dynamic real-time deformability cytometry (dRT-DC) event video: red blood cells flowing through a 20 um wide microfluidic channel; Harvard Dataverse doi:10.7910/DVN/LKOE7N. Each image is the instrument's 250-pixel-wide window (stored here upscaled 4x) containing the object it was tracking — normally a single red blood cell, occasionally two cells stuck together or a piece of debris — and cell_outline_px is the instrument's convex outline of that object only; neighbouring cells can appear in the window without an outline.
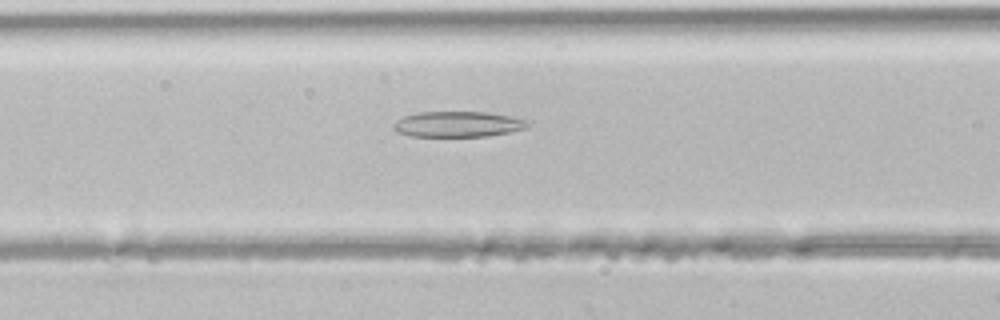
{"species": "common noctule bat (a hibernating species)", "species_latin": "Nyctalus noctula", "temperature_condition": "room temperature", "stored_images_in_passage": 36, "camera_frame_rate_fps": 3000, "um_per_image_px": 0.085, "animal": {"sex": "male", "body_mass_g": 21.5, "forearm_length_mm": 52.0}, "frame": {"image": 1, "passage_image": 10, "time_ms": 3.0, "image_size_px": [1000, 320], "cell_outline_px": [[532, 120], [524, 128], [508, 132], [488, 136], [412, 136], [400, 132], [392, 128], [392, 124], [396, 120], [404, 116], [416, 112], [488, 112], [512, 116]], "centroid_in_image_um": [38.93, 10.54], "position_along_channel_um": 127.7, "area_um2": 20.06}}
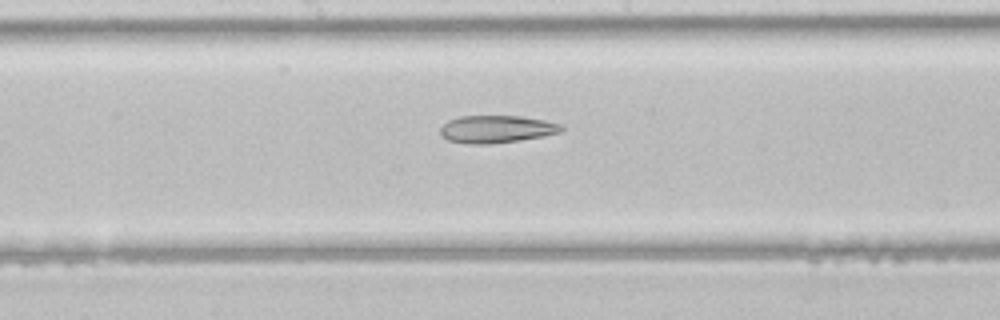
{"frame": {"image": 2, "passage_image": 15, "time_ms": 4.667, "image_size_px": [1000, 320], "cell_outline_px": [[564, 132], [544, 136], [520, 140], [488, 144], [468, 144], [448, 140], [440, 136], [440, 128], [448, 120], [460, 116], [520, 116], [544, 120], [564, 124]], "centroid_in_image_um": [42.24, 10.98], "position_along_channel_um": 206.0, "area_um2": 19.65}}
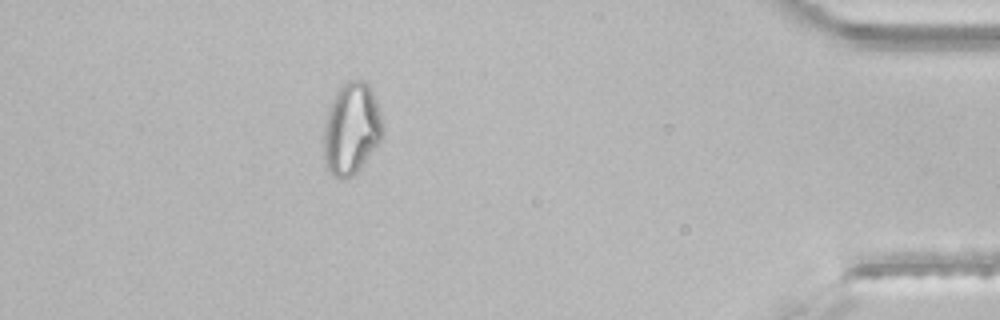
{"frame": {"image": 3, "passage_image": 31, "time_ms": 10.0, "image_size_px": [1000, 320], "cell_outline_px": [[384, 128], [380, 140], [356, 172], [352, 176], [344, 180], [332, 176], [328, 172], [324, 160], [324, 124], [328, 108], [336, 92], [348, 80], [360, 80], [368, 84], [376, 100], [380, 112]], "centroid_in_image_um": [29.85, 10.96], "position_along_channel_um": 405.4, "area_um2": 31.39}}